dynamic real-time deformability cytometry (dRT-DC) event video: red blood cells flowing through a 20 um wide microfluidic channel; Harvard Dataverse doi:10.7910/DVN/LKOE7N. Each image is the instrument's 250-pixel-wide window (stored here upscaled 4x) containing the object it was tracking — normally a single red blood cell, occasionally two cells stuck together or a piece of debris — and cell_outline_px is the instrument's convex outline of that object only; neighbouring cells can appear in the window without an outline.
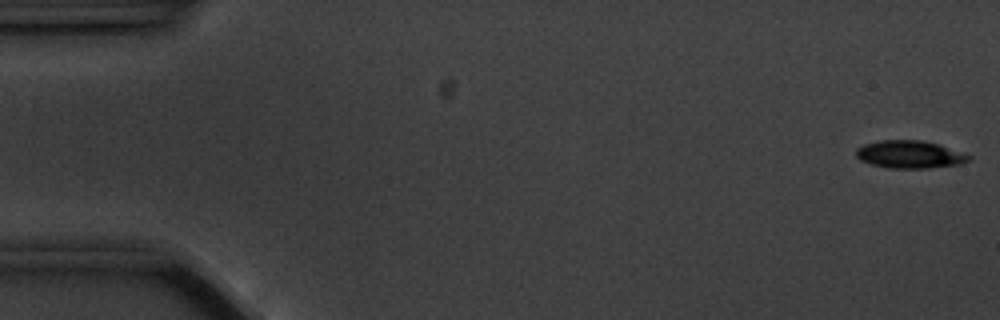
{"species": "common noctule bat (a hibernating species)", "species_latin": "Nyctalus noctula", "temperature_condition": "cold", "stored_images_in_passage": 9, "camera_frame_rate_fps": 3000, "um_per_image_px": 0.085, "animal": {"sex": "male", "body_mass_g": 20.1, "forearm_length_mm": 53.5}, "frame": {"image": 1, "passage_image": 1, "time_ms": 0.0, "image_size_px": [1000, 320], "cell_outline_px": [[972, 156], [968, 160], [960, 164], [928, 168], [888, 168], [872, 164], [860, 160], [856, 156], [856, 148], [864, 144], [880, 140], [920, 140], [940, 144]], "centroid_in_image_um": [77.31, 13.12], "position_along_channel_um": 7.7, "area_um2": 18.15}}